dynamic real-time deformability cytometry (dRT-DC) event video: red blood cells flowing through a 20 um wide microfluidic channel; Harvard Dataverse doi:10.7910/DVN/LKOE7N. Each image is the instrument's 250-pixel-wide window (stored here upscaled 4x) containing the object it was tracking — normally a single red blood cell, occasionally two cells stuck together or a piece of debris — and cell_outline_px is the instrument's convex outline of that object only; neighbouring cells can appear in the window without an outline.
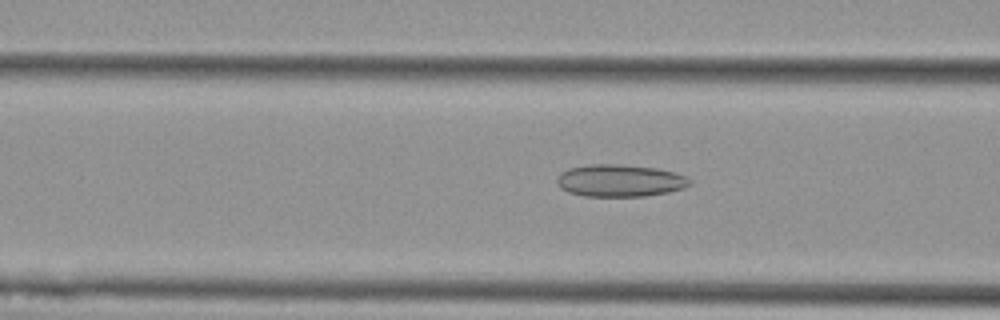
{"species": "Egyptian fruit bat (a non-hibernating species)", "species_latin": "Rousettus aegyptiacus", "temperature_condition": "cold", "stored_images_in_passage": 54, "camera_frame_rate_fps": 3000, "um_per_image_px": 0.085, "animal": {"sex": "female"}, "frame": {"image": 1, "passage_image": 21, "time_ms": 6.667, "image_size_px": [1000, 320], "cell_outline_px": [[692, 184], [684, 188], [668, 192], [644, 196], [584, 196], [568, 192], [560, 188], [556, 180], [560, 172], [568, 168], [588, 164], [616, 164], [656, 168], [676, 172], [692, 180]], "centroid_in_image_um": [52.68, 15.35], "position_along_channel_um": 113.9, "area_um2": 25.09}}
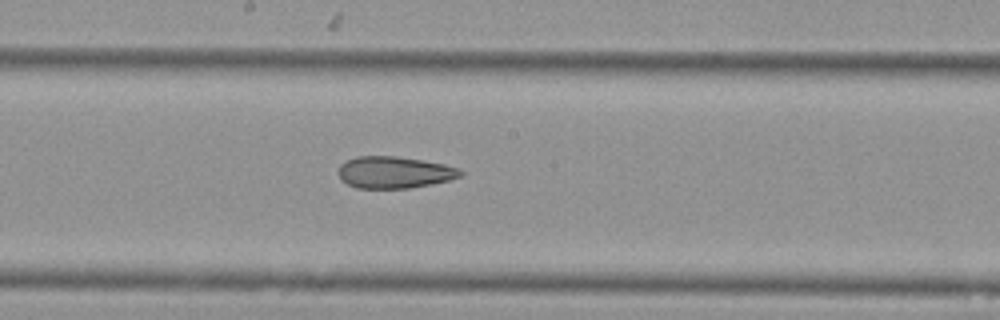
{"frame": {"image": 2, "passage_image": 29, "time_ms": 9.333, "image_size_px": [1000, 320], "cell_outline_px": [[464, 172], [460, 176], [448, 180], [432, 184], [408, 188], [356, 188], [340, 180], [336, 172], [340, 164], [344, 160], [356, 156], [396, 156], [444, 164], [460, 168]], "centroid_in_image_um": [33.46, 14.64], "position_along_channel_um": 214.7, "area_um2": 22.83}}
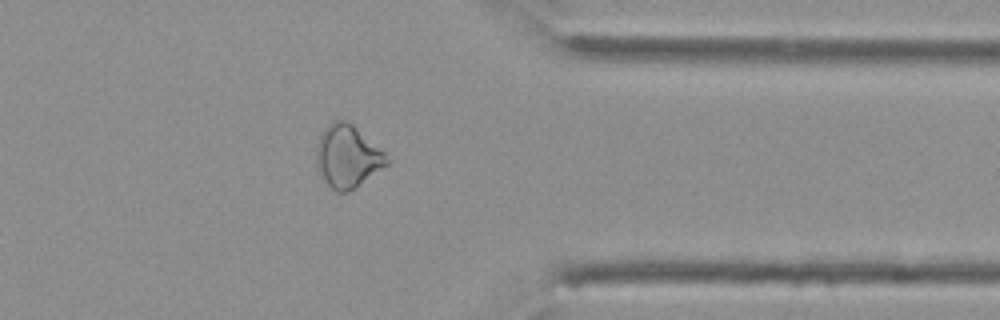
{"frame": {"image": 3, "passage_image": 43, "time_ms": 14.0, "image_size_px": [1000, 320], "cell_outline_px": [[392, 160], [388, 164], [356, 188], [348, 192], [336, 192], [328, 184], [316, 168], [316, 144], [324, 128], [332, 120], [344, 120], [352, 124], [384, 152]], "centroid_in_image_um": [29.53, 13.3], "position_along_channel_um": 381.9, "area_um2": 25.72}, "authors_computed_cell_mechanics": {"area_um2": 26.2701, "velocity_mm_per_s": 3.7828, "shape_relaxation_time_tau1_ms": null, "shape_relaxation_time_tau2_ms": 4.3018, "deformation_change_tau1": null, "deformation_change_tau2": 0.1368}}